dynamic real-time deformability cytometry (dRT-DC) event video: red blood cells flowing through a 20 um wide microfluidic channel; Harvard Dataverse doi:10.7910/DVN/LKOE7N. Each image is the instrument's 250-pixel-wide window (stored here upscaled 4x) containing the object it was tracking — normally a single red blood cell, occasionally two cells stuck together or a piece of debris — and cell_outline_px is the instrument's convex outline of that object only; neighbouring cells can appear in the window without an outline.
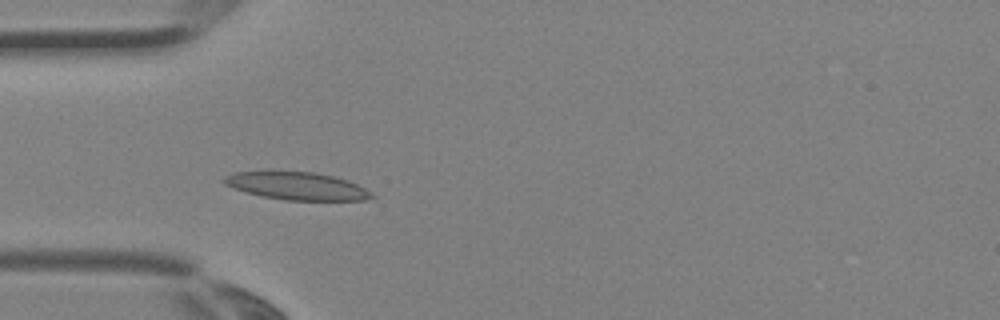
{"species": "Egyptian fruit bat (a non-hibernating species)", "species_latin": "Rousettus aegyptiacus", "temperature_condition": "room temperature", "stored_images_in_passage": 4, "camera_frame_rate_fps": 3000, "um_per_image_px": 0.085, "animal": {"sex": "female"}, "frame": {"image": 1, "passage_image": 3, "time_ms": 0.667, "image_size_px": [1000, 320], "cell_outline_px": [[376, 196], [368, 200], [284, 200], [244, 192], [224, 184], [220, 180], [224, 176], [236, 172], [312, 172], [336, 176], [348, 180], [372, 192]], "centroid_in_image_um": [25.26, 15.81], "position_along_channel_um": 59.7, "area_um2": 23.76}}
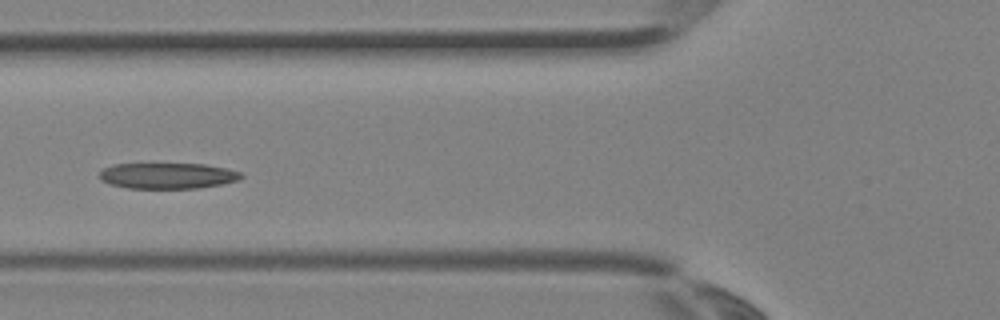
{"frame": {"image": 2, "passage_image": 4, "time_ms": 1.0, "image_size_px": [1000, 320], "cell_outline_px": [[244, 176], [240, 180], [200, 188], [128, 188], [112, 184], [100, 180], [96, 176], [104, 168], [112, 164], [204, 164], [224, 168], [240, 172]], "centroid_in_image_um": [14.22, 14.94], "position_along_channel_um": 111.6, "area_um2": 21.33}}